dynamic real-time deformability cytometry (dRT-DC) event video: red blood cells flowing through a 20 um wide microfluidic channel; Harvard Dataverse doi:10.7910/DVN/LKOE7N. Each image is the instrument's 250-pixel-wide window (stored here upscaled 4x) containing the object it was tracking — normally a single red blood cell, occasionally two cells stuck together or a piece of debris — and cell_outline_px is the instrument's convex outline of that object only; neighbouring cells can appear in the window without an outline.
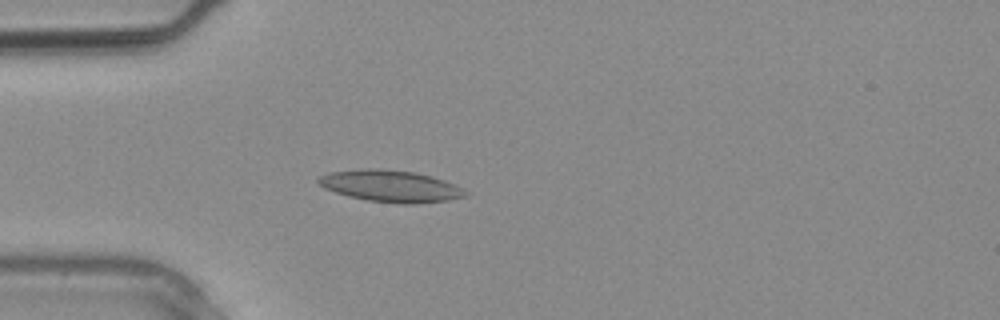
{"species": "common noctule bat (a hibernating species)", "species_latin": "Nyctalus noctula", "temperature_condition": "warm", "stored_images_in_passage": 1, "camera_frame_rate_fps": 3000, "um_per_image_px": 0.085, "animal": {"sex": "male", "body_mass_g": 20.4}, "frame": {"image": 1, "passage_image": 1, "time_ms": 0.0, "image_size_px": [1000, 320], "cell_outline_px": [[468, 196], [448, 200], [416, 204], [404, 204], [368, 200], [348, 196], [324, 188], [316, 180], [320, 176], [328, 172], [360, 168], [376, 168], [412, 172], [432, 176], [444, 180], [464, 188], [468, 192]], "centroid_in_image_um": [33.22, 15.81], "position_along_channel_um": 51.8, "area_um2": 27.28}}